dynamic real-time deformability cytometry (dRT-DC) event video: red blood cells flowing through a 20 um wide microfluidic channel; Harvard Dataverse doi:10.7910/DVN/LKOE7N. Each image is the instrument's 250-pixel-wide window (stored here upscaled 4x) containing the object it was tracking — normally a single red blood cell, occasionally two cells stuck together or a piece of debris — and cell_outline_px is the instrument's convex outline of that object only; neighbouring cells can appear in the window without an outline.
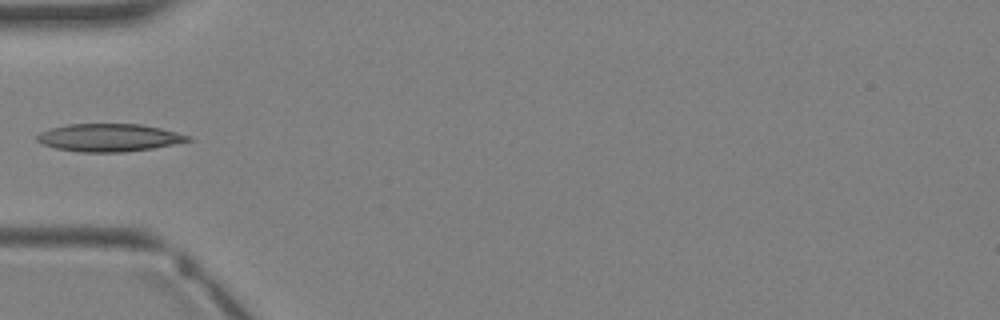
{"species": "Egyptian fruit bat (a non-hibernating species)", "species_latin": "Rousettus aegyptiacus", "temperature_condition": "warm", "stored_images_in_passage": 3, "camera_frame_rate_fps": 3000, "um_per_image_px": 0.085, "animal": {"sex": "female"}, "frame": {"image": 1, "passage_image": 3, "time_ms": 2.333, "image_size_px": [1000, 320], "cell_outline_px": [[192, 140], [152, 148], [124, 152], [80, 152], [56, 148], [44, 144], [36, 140], [36, 136], [40, 132], [52, 128], [68, 124], [140, 124], [160, 128], [192, 136]], "centroid_in_image_um": [9.27, 11.69], "position_along_channel_um": 75.7, "area_um2": 24.22}}